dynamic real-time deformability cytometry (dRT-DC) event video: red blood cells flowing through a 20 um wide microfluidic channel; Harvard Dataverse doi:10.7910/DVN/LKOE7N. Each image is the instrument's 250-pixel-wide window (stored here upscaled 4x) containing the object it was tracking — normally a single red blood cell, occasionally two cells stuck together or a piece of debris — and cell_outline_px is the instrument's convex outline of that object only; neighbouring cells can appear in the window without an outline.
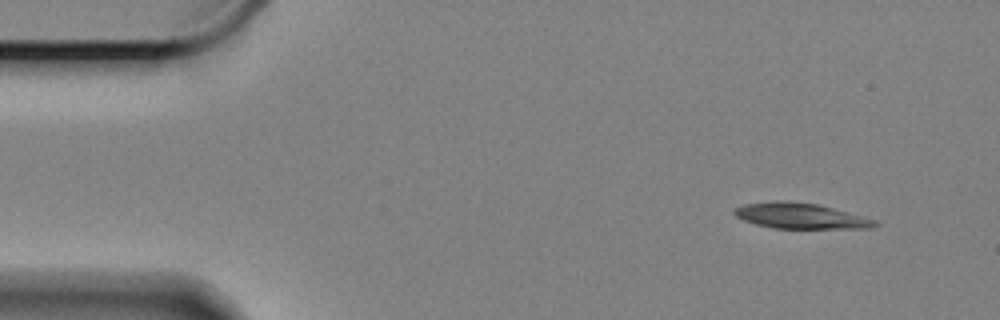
{"species": "Egyptian fruit bat (a non-hibernating species)", "species_latin": "Rousettus aegyptiacus", "temperature_condition": "cold", "stored_images_in_passage": 55, "camera_frame_rate_fps": 3000, "um_per_image_px": 0.085, "animal": {"sex": "female"}, "frame": {"image": 1, "passage_image": 1, "time_ms": 0.0, "image_size_px": [1000, 320], "cell_outline_px": [[880, 224], [872, 228], [776, 228], [756, 224], [744, 220], [736, 216], [732, 212], [736, 208], [744, 204], [776, 200], [788, 200], [816, 204], [832, 208], [876, 220]], "centroid_in_image_um": [68.03, 18.34], "position_along_channel_um": 17.0, "area_um2": 20.75}}
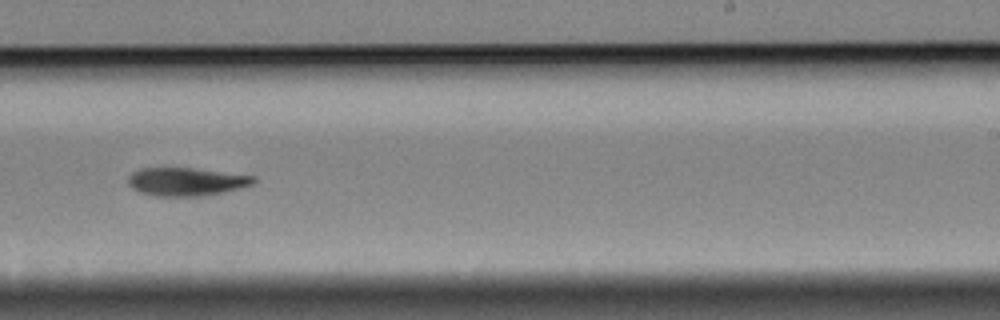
{"frame": {"image": 2, "passage_image": 32, "time_ms": 10.333, "image_size_px": [1000, 320], "cell_outline_px": [[256, 184], [224, 192], [204, 196], [156, 196], [140, 192], [132, 188], [128, 184], [128, 176], [132, 172], [140, 168], [192, 168], [256, 176]], "centroid_in_image_um": [15.85, 15.44], "position_along_channel_um": 273.1, "area_um2": 20.75}}
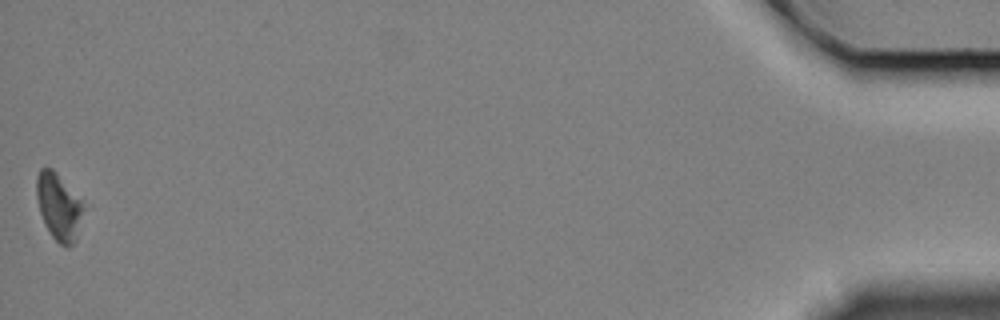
{"frame": {"image": 3, "passage_image": 55, "time_ms": 18.0, "image_size_px": [1000, 320], "cell_outline_px": [[92, 204], [76, 240], [68, 248], [60, 244], [52, 236], [44, 224], [40, 212], [36, 196], [36, 176], [40, 168], [52, 168]], "centroid_in_image_um": [5.15, 17.55], "position_along_channel_um": 430.0, "area_um2": 20.06}, "authors_computed_cell_mechanics": {"area_um2": 20.6924, "velocity_mm_per_s": 3.3086, "shape_relaxation_time_tau1_ms": 6.5292, "shape_relaxation_time_tau2_ms": null, "deformation_change_tau1": 0.1569, "deformation_change_tau2": null}}